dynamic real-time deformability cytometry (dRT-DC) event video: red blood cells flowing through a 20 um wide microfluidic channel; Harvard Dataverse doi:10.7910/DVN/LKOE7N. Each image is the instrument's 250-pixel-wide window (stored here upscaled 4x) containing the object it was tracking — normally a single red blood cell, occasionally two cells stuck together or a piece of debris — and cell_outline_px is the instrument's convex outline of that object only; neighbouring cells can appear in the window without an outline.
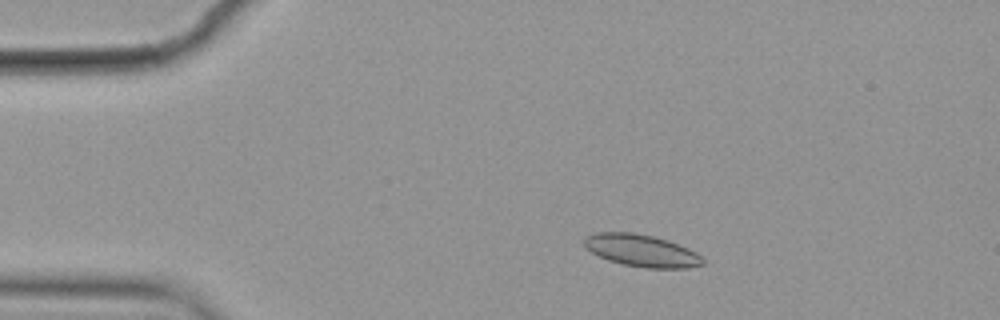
{"species": "common noctule bat (a hibernating species)", "species_latin": "Nyctalus noctula", "temperature_condition": "cold", "stored_images_in_passage": 5, "camera_frame_rate_fps": 3000, "um_per_image_px": 0.085, "animal": {"sex": "female", "body_mass_g": 19.9}, "frame": {"image": 1, "passage_image": 2, "time_ms": 0.333, "image_size_px": [1000, 320], "cell_outline_px": [[704, 264], [688, 268], [644, 268], [624, 264], [608, 260], [592, 252], [584, 244], [584, 236], [596, 232], [632, 232], [652, 236], [668, 240], [688, 248], [696, 252], [704, 260]], "centroid_in_image_um": [54.54, 21.29], "position_along_channel_um": 30.5, "area_um2": 22.14}}
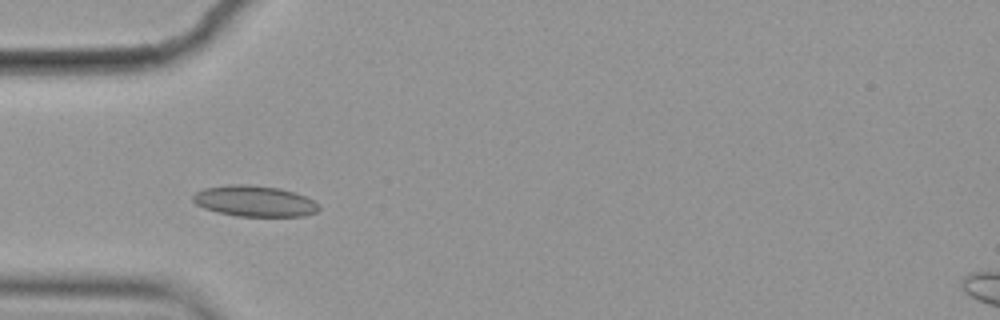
{"frame": {"image": 2, "passage_image": 4, "time_ms": 1.0, "image_size_px": [1000, 320], "cell_outline_px": [[320, 208], [316, 212], [304, 216], [236, 216], [204, 208], [196, 204], [192, 200], [192, 196], [196, 192], [204, 188], [232, 184], [248, 184], [280, 188], [296, 192], [312, 200]], "centroid_in_image_um": [21.62, 17.08], "position_along_channel_um": 63.4, "area_um2": 22.6}}
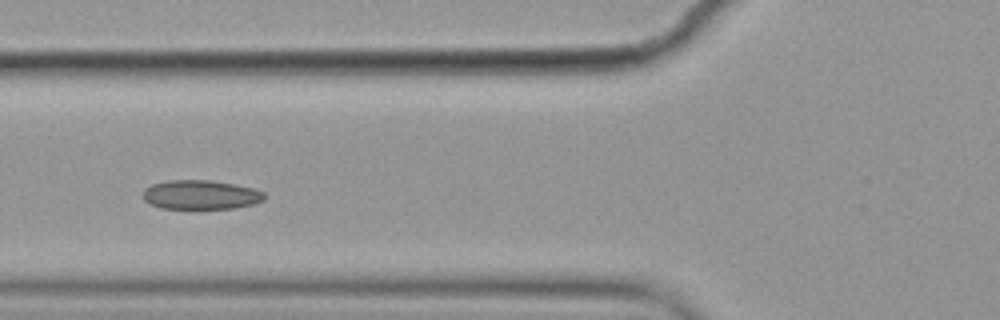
{"frame": {"image": 3, "passage_image": 5, "time_ms": 1.333, "image_size_px": [1000, 320], "cell_outline_px": [[264, 200], [252, 204], [236, 208], [160, 208], [148, 204], [144, 200], [144, 188], [152, 184], [168, 180], [208, 180], [236, 184], [252, 188], [264, 192]], "centroid_in_image_um": [17.04, 16.55], "position_along_channel_um": 108.8, "area_um2": 20.63}}